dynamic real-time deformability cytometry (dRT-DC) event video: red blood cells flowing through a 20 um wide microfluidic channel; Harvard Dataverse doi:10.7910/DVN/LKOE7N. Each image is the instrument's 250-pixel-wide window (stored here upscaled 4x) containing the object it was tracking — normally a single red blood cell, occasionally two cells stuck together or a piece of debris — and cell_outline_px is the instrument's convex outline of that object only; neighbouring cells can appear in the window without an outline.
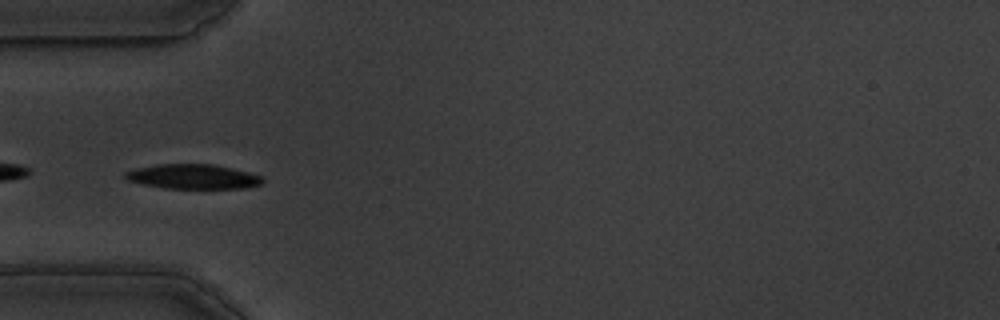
{"species": "common noctule bat (a hibernating species)", "species_latin": "Nyctalus noctula", "temperature_condition": "warm", "stored_images_in_passage": 48, "camera_frame_rate_fps": 3000, "um_per_image_px": 0.085, "animal": {"sex": "male", "body_mass_g": 19.5, "forearm_length_mm": 54.6}, "frame": {"image": 1, "passage_image": 18, "time_ms": 5.667, "image_size_px": [1000, 320], "cell_outline_px": [[264, 180], [260, 184], [248, 188], [164, 188], [144, 184], [128, 180], [124, 176], [124, 172], [136, 168], [156, 164], [212, 164], [232, 168], [248, 172], [260, 176]], "centroid_in_image_um": [16.39, 15.0], "position_along_channel_um": 68.6, "area_um2": 19.59}}
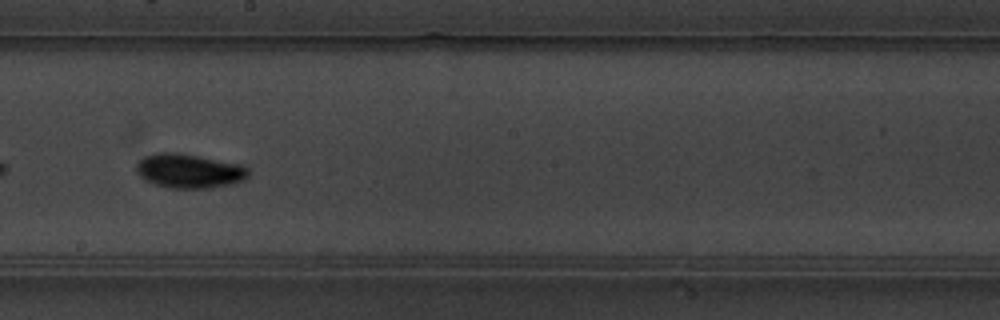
{"frame": {"image": 2, "passage_image": 32, "time_ms": 10.333, "image_size_px": [1000, 320], "cell_outline_px": [[248, 176], [244, 180], [232, 184], [208, 188], [172, 188], [152, 184], [144, 180], [136, 172], [136, 164], [144, 156], [160, 152], [176, 152], [244, 164], [248, 168]], "centroid_in_image_um": [16.08, 14.53], "position_along_channel_um": 232.1, "area_um2": 22.6}}
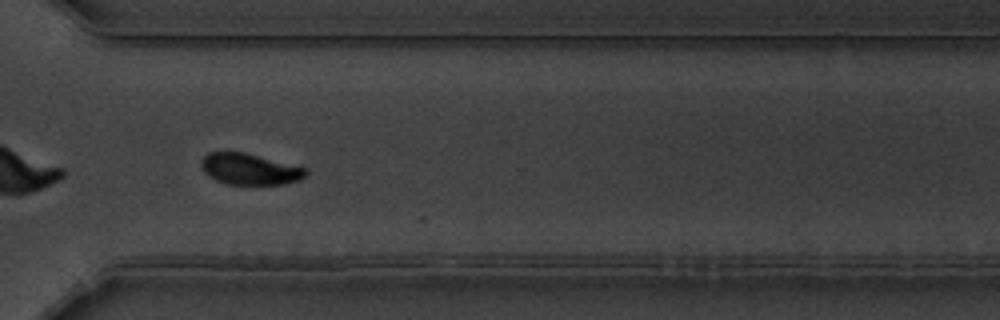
{"frame": {"image": 3, "passage_image": 42, "time_ms": 13.667, "image_size_px": [1000, 320], "cell_outline_px": [[308, 172], [300, 180], [284, 184], [228, 184], [216, 180], [208, 176], [200, 168], [200, 160], [208, 152], [244, 152], [308, 168]], "centroid_in_image_um": [21.21, 14.37], "position_along_channel_um": 349.4, "area_um2": 19.13}, "authors_computed_cell_mechanics": {"area_um2": 21.5016, "velocity_mm_per_s": 3.5076, "shape_relaxation_time_tau1_ms": 4.3697, "shape_relaxation_time_tau2_ms": 3.7418, "deformation_change_tau1": 0.1715, "deformation_change_tau2": 0.0614}}